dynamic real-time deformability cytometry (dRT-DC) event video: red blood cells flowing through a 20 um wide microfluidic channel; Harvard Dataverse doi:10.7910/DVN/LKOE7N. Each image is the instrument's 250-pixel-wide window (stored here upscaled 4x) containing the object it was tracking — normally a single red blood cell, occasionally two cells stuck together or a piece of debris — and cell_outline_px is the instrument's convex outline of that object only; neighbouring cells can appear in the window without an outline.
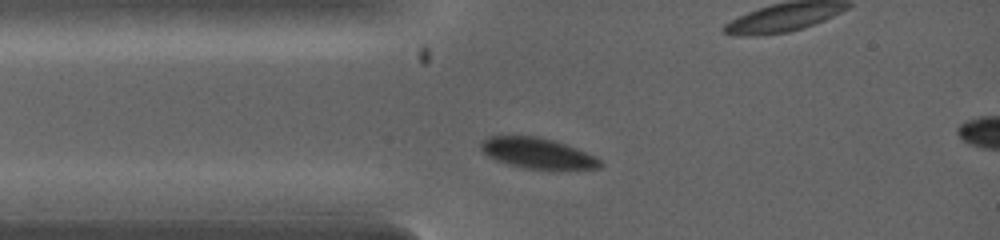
{"species": "common noctule bat (a hibernating species)", "species_latin": "Nyctalus noctula", "temperature_condition": "warm", "stored_images_in_passage": 15, "segment_of_instrument_passage": [1, 2], "camera_frame_rate_fps": 5000, "um_per_image_px": 0.085, "animal": {"sex": "female", "body_mass_g": 19.0, "forearm_length_mm": 53.3}, "frame": {"image": 1, "passage_image": 1, "time_ms": 0.0, "image_size_px": [1000, 240], "cell_outline_px": [[604, 164], [600, 168], [524, 168], [508, 164], [496, 160], [488, 156], [480, 148], [480, 144], [488, 136], [500, 132], [540, 136], [556, 140], [596, 156]], "centroid_in_image_um": [45.6, 12.94], "position_along_channel_um": 39.4, "area_um2": 21.79}}
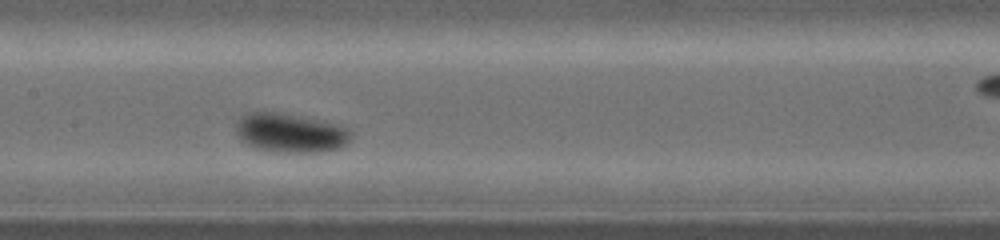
{"frame": {"image": 2, "passage_image": 9, "time_ms": 2.6, "image_size_px": [1000, 240], "cell_outline_px": [[352, 136], [340, 148], [320, 152], [284, 152], [256, 148], [240, 140], [236, 132], [236, 124], [240, 116], [248, 112], [280, 112], [336, 124], [348, 128], [352, 132]], "centroid_in_image_um": [24.66, 11.29], "position_along_channel_um": 182.7, "area_um2": 26.07}}
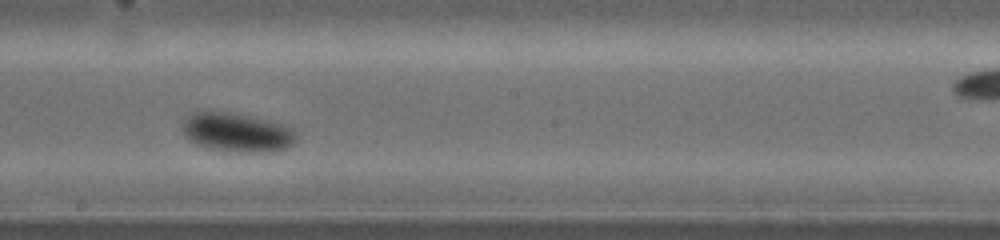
{"frame": {"image": 3, "passage_image": 12, "time_ms": 3.4, "image_size_px": [1000, 240], "cell_outline_px": [[296, 140], [288, 148], [272, 152], [240, 152], [208, 148], [196, 144], [188, 140], [184, 136], [184, 120], [196, 112], [208, 108], [268, 120], [292, 128], [296, 136]], "centroid_in_image_um": [20.12, 11.25], "position_along_channel_um": 228.1, "area_um2": 26.01}}